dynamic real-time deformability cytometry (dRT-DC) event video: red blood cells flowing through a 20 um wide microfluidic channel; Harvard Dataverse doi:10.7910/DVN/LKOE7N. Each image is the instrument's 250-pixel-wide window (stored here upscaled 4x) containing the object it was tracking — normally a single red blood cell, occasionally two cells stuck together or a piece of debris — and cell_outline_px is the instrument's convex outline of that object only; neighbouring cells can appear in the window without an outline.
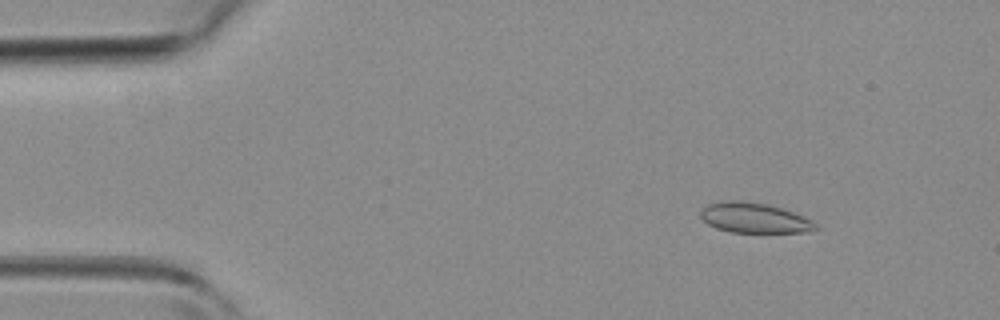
{"species": "common noctule bat (a hibernating species)", "species_latin": "Nyctalus noctula", "temperature_condition": "room temperature", "stored_images_in_passage": 45, "segment_of_instrument_passage": [1, 2], "camera_frame_rate_fps": 3000, "um_per_image_px": 0.085, "animal": {"sex": "female", "body_mass_g": 19.3, "forearm_length_mm": 54.1}, "frame": {"image": 1, "passage_image": 5, "time_ms": 1.333, "image_size_px": [1000, 320], "cell_outline_px": [[820, 228], [808, 232], [732, 232], [716, 228], [708, 224], [700, 216], [700, 212], [708, 204], [728, 200], [740, 200], [768, 204], [804, 216], [812, 220]], "centroid_in_image_um": [64.13, 18.52], "position_along_channel_um": 20.9, "area_um2": 20.11}}
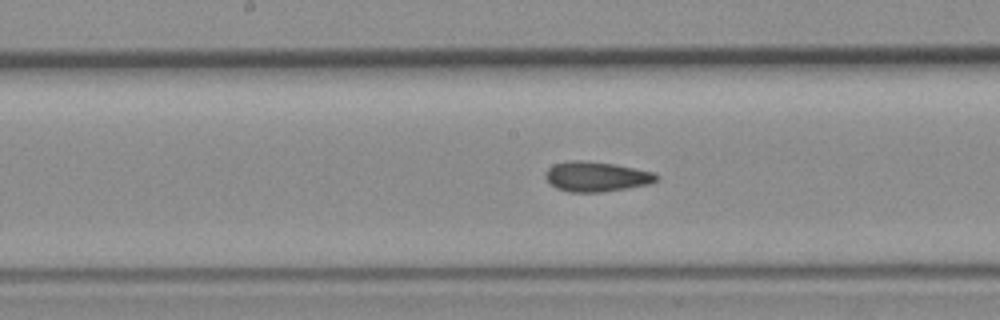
{"frame": {"image": 2, "passage_image": 22, "time_ms": 7.0, "image_size_px": [1000, 320], "cell_outline_px": [[660, 180], [648, 184], [628, 188], [600, 192], [568, 192], [556, 188], [544, 176], [544, 172], [552, 164], [568, 160], [580, 160], [612, 164], [656, 172], [660, 176]], "centroid_in_image_um": [50.7, 15.01], "position_along_channel_um": 197.5, "area_um2": 19.54}}
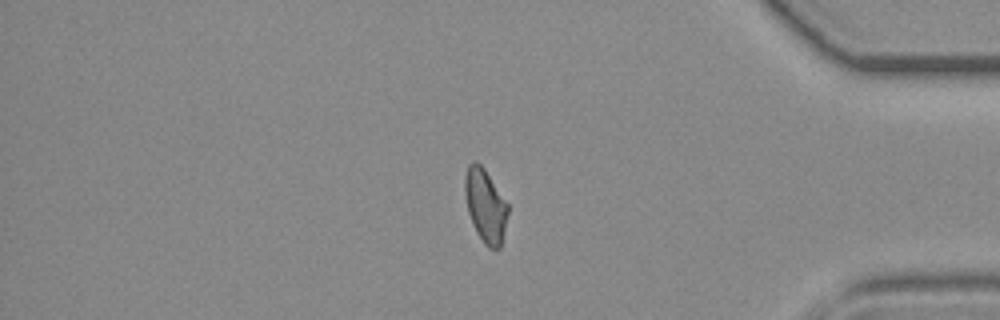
{"frame": {"image": 3, "passage_image": 37, "time_ms": 12.0, "image_size_px": [1000, 320], "cell_outline_px": [[508, 212], [500, 248], [488, 248], [484, 244], [476, 232], [472, 224], [468, 212], [464, 192], [464, 176], [468, 164], [472, 160], [476, 160], [484, 168], [508, 204]], "centroid_in_image_um": [41.23, 17.45], "position_along_channel_um": 394.0, "area_um2": 18.44}}